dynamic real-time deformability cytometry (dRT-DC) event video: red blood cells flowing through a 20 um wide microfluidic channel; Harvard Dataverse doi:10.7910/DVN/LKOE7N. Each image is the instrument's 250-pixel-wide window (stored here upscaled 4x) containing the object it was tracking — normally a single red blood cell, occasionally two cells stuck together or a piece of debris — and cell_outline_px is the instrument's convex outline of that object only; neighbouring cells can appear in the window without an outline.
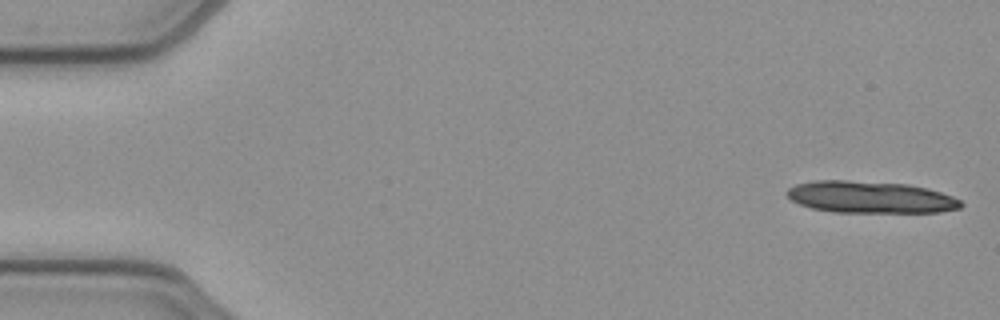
{"species": "common noctule bat (a hibernating species)", "species_latin": "Nyctalus noctula", "temperature_condition": "cold", "stored_images_in_passage": 13, "camera_frame_rate_fps": 3000, "um_per_image_px": 0.085, "animal": {"sex": "female", "body_mass_g": 21.9}, "frame": {"image": 1, "passage_image": 1, "time_ms": 0.0, "image_size_px": [1000, 320], "cell_outline_px": [[964, 204], [960, 208], [940, 212], [832, 212], [812, 208], [800, 204], [792, 200], [784, 192], [788, 188], [796, 184], [812, 180], [848, 180], [908, 184], [928, 188], [952, 196], [960, 200]], "centroid_in_image_um": [73.97, 16.75], "position_along_channel_um": 11.0, "area_um2": 32.48}}